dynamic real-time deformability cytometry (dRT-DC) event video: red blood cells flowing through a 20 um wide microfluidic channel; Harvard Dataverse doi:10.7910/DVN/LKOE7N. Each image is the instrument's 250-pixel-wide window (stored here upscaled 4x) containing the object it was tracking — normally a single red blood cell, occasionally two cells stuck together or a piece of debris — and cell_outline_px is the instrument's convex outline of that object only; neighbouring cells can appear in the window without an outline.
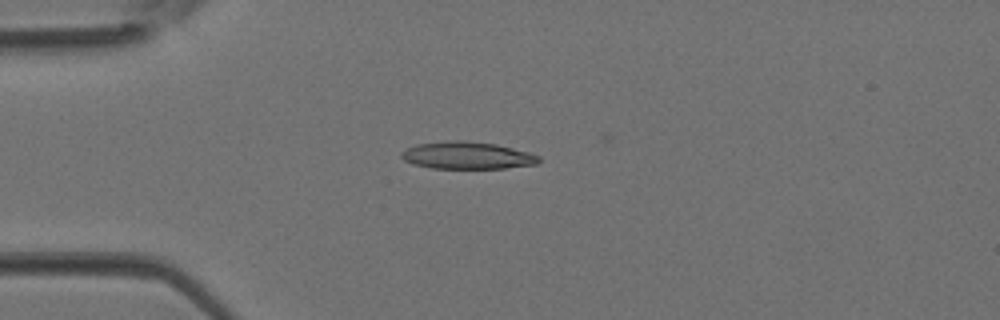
{"species": "Egyptian fruit bat (a non-hibernating species)", "species_latin": "Rousettus aegyptiacus", "temperature_condition": "room temperature", "stored_images_in_passage": 2, "camera_frame_rate_fps": 3000, "um_per_image_px": 0.085, "animal": {"sex": "female"}, "frame": {"image": 1, "passage_image": 1, "time_ms": 0.0, "image_size_px": [1000, 320], "cell_outline_px": [[540, 160], [536, 164], [504, 168], [432, 168], [412, 164], [404, 160], [400, 156], [400, 152], [416, 144], [448, 140], [464, 140], [496, 144], [528, 152], [540, 156]], "centroid_in_image_um": [39.68, 13.2], "position_along_channel_um": 45.3, "area_um2": 21.85}}
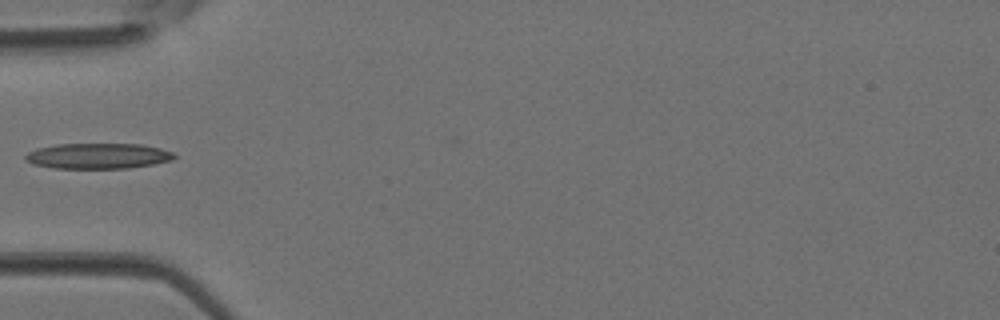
{"frame": {"image": 2, "passage_image": 2, "time_ms": 0.333, "image_size_px": [1000, 320], "cell_outline_px": [[176, 156], [172, 160], [152, 164], [128, 168], [52, 168], [32, 164], [24, 160], [24, 156], [28, 152], [36, 148], [56, 144], [140, 144], [160, 148], [172, 152]], "centroid_in_image_um": [8.28, 13.25], "position_along_channel_um": 76.7, "area_um2": 22.2}}